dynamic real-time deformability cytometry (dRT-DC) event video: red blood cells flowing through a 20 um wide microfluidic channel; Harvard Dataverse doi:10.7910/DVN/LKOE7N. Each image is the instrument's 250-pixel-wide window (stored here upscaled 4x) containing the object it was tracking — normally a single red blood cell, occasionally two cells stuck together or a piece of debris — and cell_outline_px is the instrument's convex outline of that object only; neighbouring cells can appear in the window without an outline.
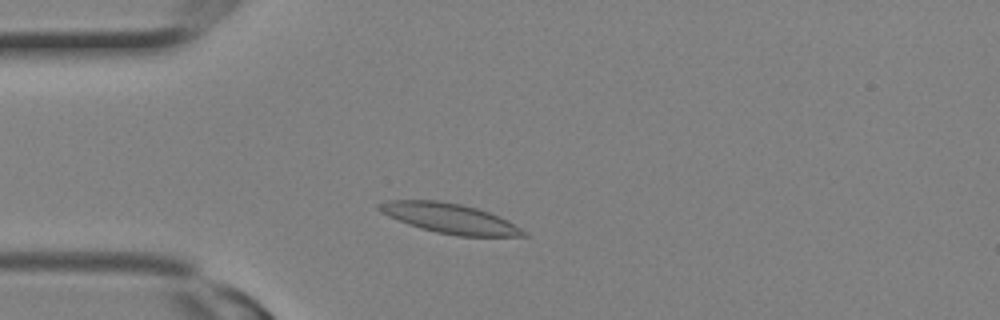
{"species": "Egyptian fruit bat (a non-hibernating species)", "species_latin": "Rousettus aegyptiacus", "temperature_condition": "room temperature", "stored_images_in_passage": 3, "camera_frame_rate_fps": 3000, "um_per_image_px": 0.085, "animal": {"sex": "female"}, "frame": {"image": 1, "passage_image": 3, "time_ms": 0.667, "image_size_px": [1000, 320], "cell_outline_px": [[528, 236], [460, 236], [436, 232], [420, 228], [408, 224], [388, 216], [380, 212], [376, 208], [376, 204], [388, 200], [440, 200], [460, 204], [476, 208], [500, 216], [508, 220], [528, 232]], "centroid_in_image_um": [38.22, 18.55], "position_along_channel_um": 46.8, "area_um2": 25.26}}